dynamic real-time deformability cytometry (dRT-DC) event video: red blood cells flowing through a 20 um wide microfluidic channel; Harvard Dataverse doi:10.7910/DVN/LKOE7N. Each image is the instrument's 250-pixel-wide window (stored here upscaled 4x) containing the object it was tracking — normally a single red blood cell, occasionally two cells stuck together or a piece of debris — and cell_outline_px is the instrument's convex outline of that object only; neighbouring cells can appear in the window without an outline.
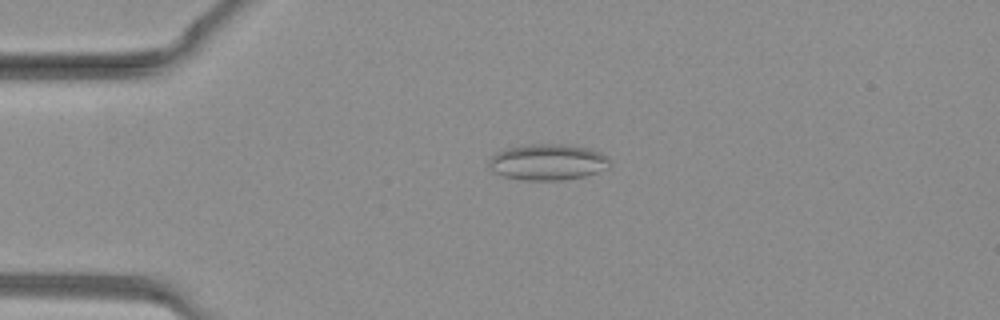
{"species": "common noctule bat (a hibernating species)", "species_latin": "Nyctalus noctula", "temperature_condition": "warm", "stored_images_in_passage": 38, "camera_frame_rate_fps": 3000, "um_per_image_px": 0.085, "animal": {"sex": "female", "body_mass_g": 19.3, "forearm_length_mm": 54.1}, "frame": {"image": 1, "passage_image": 9, "time_ms": 2.667, "image_size_px": [1000, 320], "cell_outline_px": [[608, 168], [584, 176], [560, 180], [524, 180], [504, 176], [492, 172], [488, 168], [488, 160], [496, 152], [504, 148], [532, 144], [564, 144], [592, 148], [608, 156]], "centroid_in_image_um": [46.52, 13.76], "position_along_channel_um": 38.5, "area_um2": 25.61}}
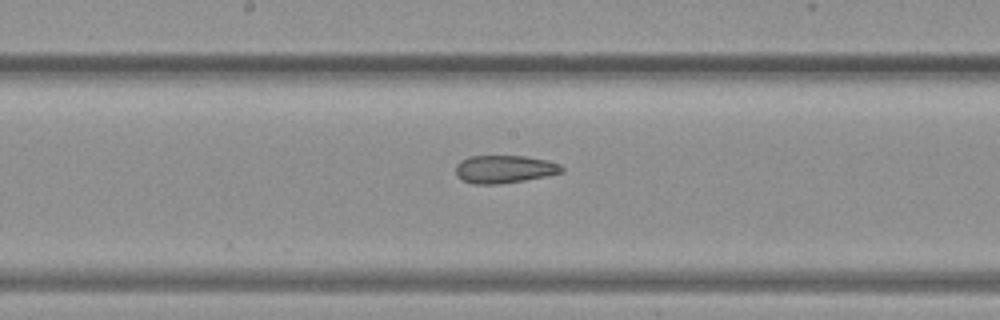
{"frame": {"image": 2, "passage_image": 20, "time_ms": 6.333, "image_size_px": [1000, 320], "cell_outline_px": [[564, 172], [524, 180], [500, 184], [472, 184], [460, 180], [456, 176], [456, 164], [460, 160], [468, 156], [524, 156], [548, 160], [560, 164], [564, 168]], "centroid_in_image_um": [42.83, 14.38], "position_along_channel_um": 205.4, "area_um2": 17.4}}
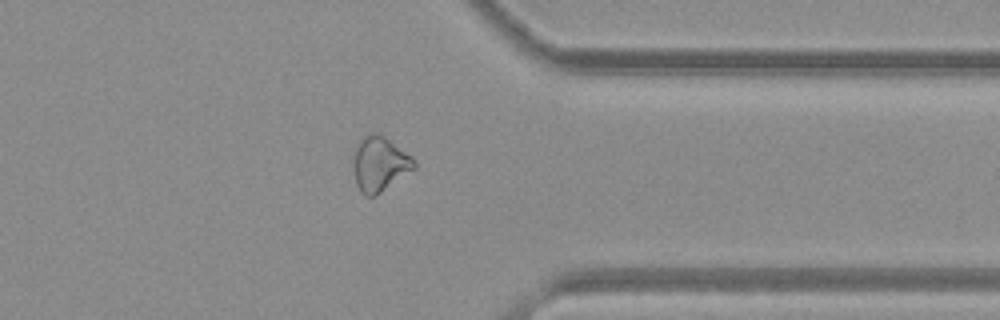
{"frame": {"image": 3, "passage_image": 30, "time_ms": 9.667, "image_size_px": [1000, 320], "cell_outline_px": [[416, 168], [376, 196], [364, 196], [360, 192], [356, 184], [352, 160], [356, 148], [360, 140], [364, 136], [372, 132], [376, 132], [384, 136], [412, 156], [416, 164]], "centroid_in_image_um": [32.27, 13.95], "position_along_channel_um": 379.1, "area_um2": 19.54}}